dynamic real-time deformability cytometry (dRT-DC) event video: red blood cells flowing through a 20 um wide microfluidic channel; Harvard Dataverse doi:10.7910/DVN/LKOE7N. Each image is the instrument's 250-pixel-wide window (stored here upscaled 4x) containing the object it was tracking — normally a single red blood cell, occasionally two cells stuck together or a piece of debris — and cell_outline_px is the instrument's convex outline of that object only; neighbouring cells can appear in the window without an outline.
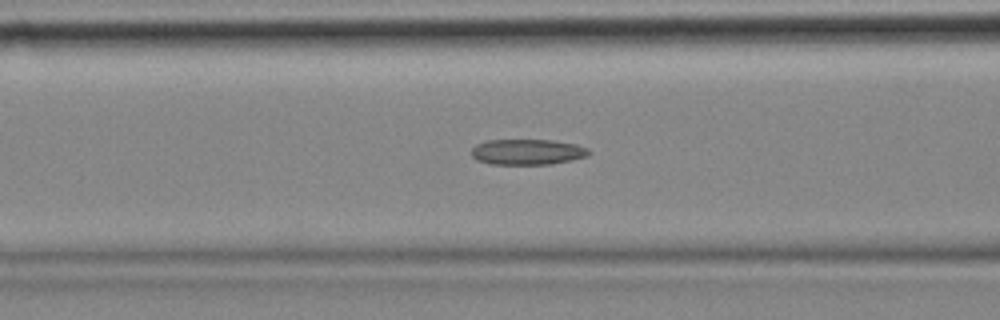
{"species": "common noctule bat (a hibernating species)", "species_latin": "Nyctalus noctula", "temperature_condition": "cold", "stored_images_in_passage": 56, "camera_frame_rate_fps": 3000, "um_per_image_px": 0.085, "animal": {"sex": "female", "body_mass_g": 18.4}, "frame": {"image": 1, "passage_image": 21, "time_ms": 6.667, "image_size_px": [1000, 320], "cell_outline_px": [[592, 152], [588, 156], [572, 160], [552, 164], [492, 164], [476, 160], [472, 156], [472, 148], [476, 144], [488, 140], [552, 140], [576, 144], [588, 148]], "centroid_in_image_um": [44.86, 12.91], "position_along_channel_um": 121.7, "area_um2": 17.63}}
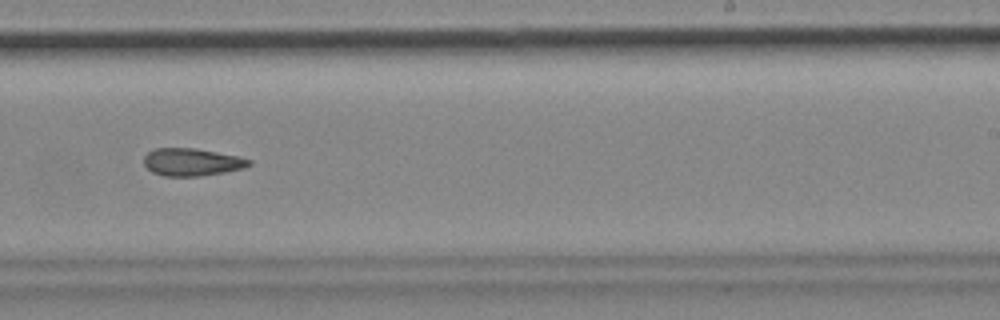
{"frame": {"image": 2, "passage_image": 34, "time_ms": 11.0, "image_size_px": [1000, 320], "cell_outline_px": [[252, 164], [244, 168], [224, 172], [200, 176], [164, 176], [152, 172], [144, 164], [144, 156], [148, 152], [156, 148], [196, 148], [240, 156], [252, 160]], "centroid_in_image_um": [16.34, 13.77], "position_along_channel_um": 272.7, "area_um2": 16.99}}
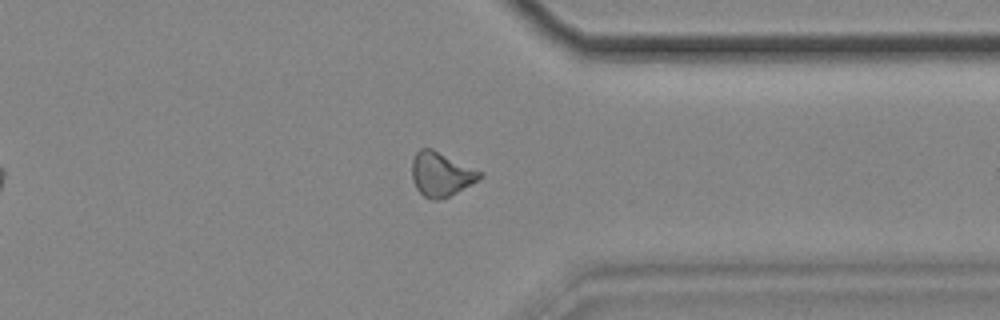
{"frame": {"image": 3, "passage_image": 43, "time_ms": 14.0, "image_size_px": [1000, 320], "cell_outline_px": [[484, 176], [456, 192], [448, 196], [436, 200], [432, 200], [424, 196], [416, 188], [412, 180], [412, 160], [416, 152], [420, 148], [432, 148], [484, 172]], "centroid_in_image_um": [37.48, 14.78], "position_along_channel_um": 373.9, "area_um2": 17.46}}